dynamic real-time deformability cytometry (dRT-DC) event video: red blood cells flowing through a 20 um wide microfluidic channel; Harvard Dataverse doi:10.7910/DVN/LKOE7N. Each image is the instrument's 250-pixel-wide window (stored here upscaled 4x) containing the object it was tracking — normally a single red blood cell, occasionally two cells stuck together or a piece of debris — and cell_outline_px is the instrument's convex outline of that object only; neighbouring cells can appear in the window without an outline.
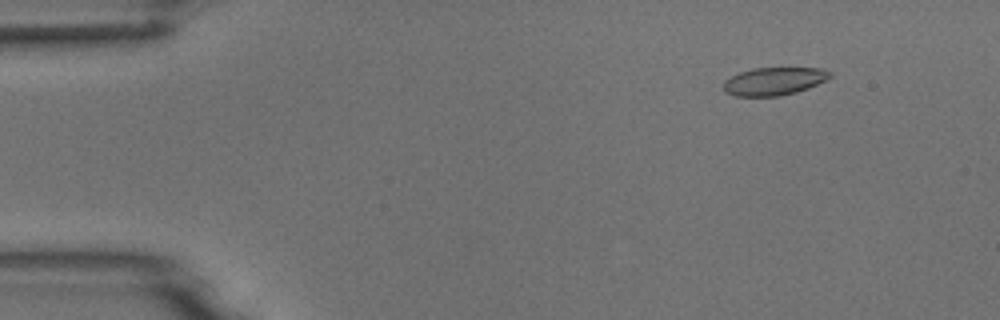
{"species": "common noctule bat (a hibernating species)", "species_latin": "Nyctalus noctula", "temperature_condition": "room temperature", "stored_images_in_passage": 5, "camera_frame_rate_fps": 3000, "um_per_image_px": 0.085, "animal": {"sex": "male", "body_mass_g": 18.8}, "frame": {"image": 1, "passage_image": 2, "time_ms": 1.333, "image_size_px": [1000, 320], "cell_outline_px": [[832, 76], [808, 88], [796, 92], [780, 96], [736, 96], [724, 92], [724, 80], [740, 72], [752, 68], [824, 68], [832, 72]], "centroid_in_image_um": [65.79, 6.9], "position_along_channel_um": 19.2, "area_um2": 17.28}}